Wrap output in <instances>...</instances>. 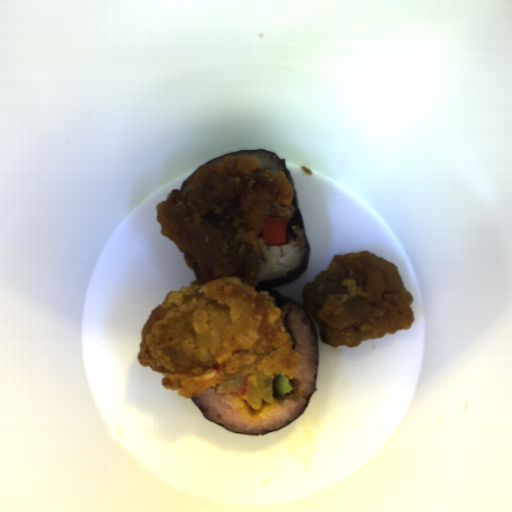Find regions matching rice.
<instances>
[{
    "label": "rice",
    "mask_w": 512,
    "mask_h": 512,
    "mask_svg": "<svg viewBox=\"0 0 512 512\" xmlns=\"http://www.w3.org/2000/svg\"><path fill=\"white\" fill-rule=\"evenodd\" d=\"M284 328L289 333L300 357L297 374L290 380L292 389L283 398L273 396L272 402H262L253 408L240 394H221L218 384L192 397L206 417L234 432L264 434L278 429L302 413L315 388L316 345L312 324L305 312L294 304L279 307Z\"/></svg>",
    "instance_id": "rice-1"
},
{
    "label": "rice",
    "mask_w": 512,
    "mask_h": 512,
    "mask_svg": "<svg viewBox=\"0 0 512 512\" xmlns=\"http://www.w3.org/2000/svg\"><path fill=\"white\" fill-rule=\"evenodd\" d=\"M295 239L284 244H264L260 251L257 282L283 278L299 269L306 257V238L303 229L294 228Z\"/></svg>",
    "instance_id": "rice-2"
},
{
    "label": "rice",
    "mask_w": 512,
    "mask_h": 512,
    "mask_svg": "<svg viewBox=\"0 0 512 512\" xmlns=\"http://www.w3.org/2000/svg\"><path fill=\"white\" fill-rule=\"evenodd\" d=\"M235 155H251V156L258 157L262 167L269 168L273 172L274 175L277 172H281L286 176L285 171H284L279 159L276 158L275 156H273L272 154H267V153H262V152H254V153H239V154H234V155H229V156H235ZM229 156H225V157H229ZM223 158L224 157L214 159L210 164L222 162Z\"/></svg>",
    "instance_id": "rice-3"
},
{
    "label": "rice",
    "mask_w": 512,
    "mask_h": 512,
    "mask_svg": "<svg viewBox=\"0 0 512 512\" xmlns=\"http://www.w3.org/2000/svg\"><path fill=\"white\" fill-rule=\"evenodd\" d=\"M296 210L294 207L293 200L291 198V201L289 204L282 205L281 203H275L272 204L269 208L266 216H272V217H279V218H285L288 222L293 215L295 214Z\"/></svg>",
    "instance_id": "rice-4"
}]
</instances>
